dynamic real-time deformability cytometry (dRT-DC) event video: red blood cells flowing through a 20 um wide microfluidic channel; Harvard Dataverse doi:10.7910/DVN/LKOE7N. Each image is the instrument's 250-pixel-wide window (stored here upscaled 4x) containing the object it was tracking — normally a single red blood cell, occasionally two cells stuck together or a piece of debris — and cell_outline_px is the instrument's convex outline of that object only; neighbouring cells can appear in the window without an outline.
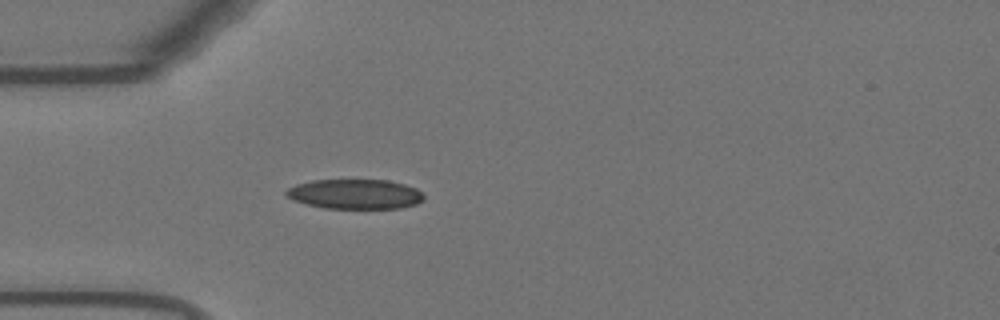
{"species": "Egyptian fruit bat (a non-hibernating species)", "species_latin": "Rousettus aegyptiacus", "temperature_condition": "warm", "stored_images_in_passage": 40, "camera_frame_rate_fps": 3000, "um_per_image_px": 0.085, "animal": {"sex": "female"}, "frame": {"image": 1, "passage_image": 1, "time_ms": 0.0, "image_size_px": [1000, 320], "cell_outline_px": [[424, 200], [416, 204], [400, 208], [324, 208], [292, 200], [284, 192], [288, 188], [296, 184], [312, 180], [388, 180], [404, 184], [416, 188], [424, 196]], "centroid_in_image_um": [30.18, 16.49], "position_along_channel_um": 54.8, "area_um2": 23.81}}
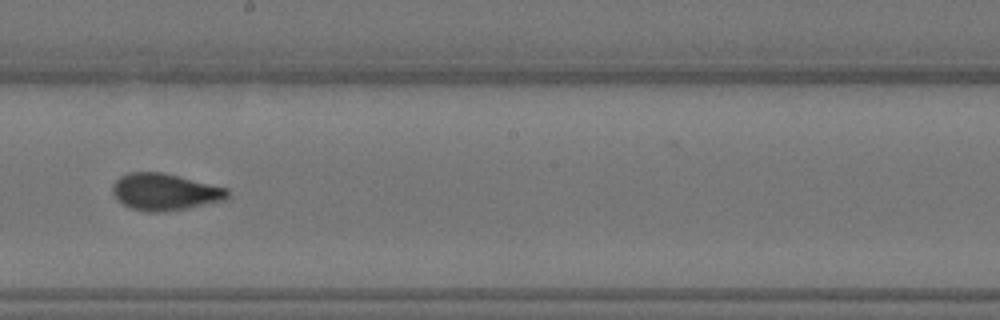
{"frame": {"image": 2, "passage_image": 16, "time_ms": 5.0, "image_size_px": [1000, 320], "cell_outline_px": [[228, 196], [224, 200], [188, 208], [164, 212], [148, 212], [132, 208], [124, 204], [112, 192], [112, 184], [120, 176], [128, 172], [164, 172], [228, 188]], "centroid_in_image_um": [14.02, 16.3], "position_along_channel_um": 234.2, "area_um2": 24.62}}
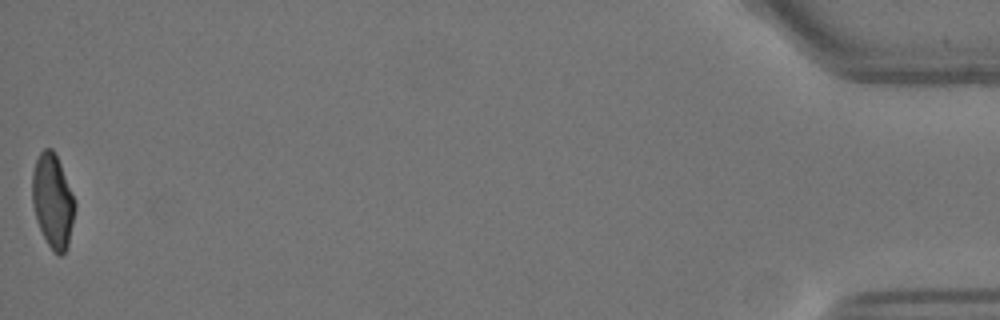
{"frame": {"image": 3, "passage_image": 40, "time_ms": 13.0, "image_size_px": [1000, 320], "cell_outline_px": [[76, 208], [68, 248], [60, 256], [48, 244], [36, 220], [32, 204], [32, 172], [36, 160], [40, 152], [44, 148], [52, 148], [60, 164], [72, 192], [76, 204]], "centroid_in_image_um": [4.48, 17.08], "position_along_channel_um": 430.7, "area_um2": 23.29}, "authors_computed_cell_mechanics": {"area_um2": 24.1604, "velocity_mm_per_s": 3.6962, "shape_relaxation_time_tau1_ms": null, "shape_relaxation_time_tau2_ms": 0.9673, "deformation_change_tau1": null, "deformation_change_tau2": 0.0756}}